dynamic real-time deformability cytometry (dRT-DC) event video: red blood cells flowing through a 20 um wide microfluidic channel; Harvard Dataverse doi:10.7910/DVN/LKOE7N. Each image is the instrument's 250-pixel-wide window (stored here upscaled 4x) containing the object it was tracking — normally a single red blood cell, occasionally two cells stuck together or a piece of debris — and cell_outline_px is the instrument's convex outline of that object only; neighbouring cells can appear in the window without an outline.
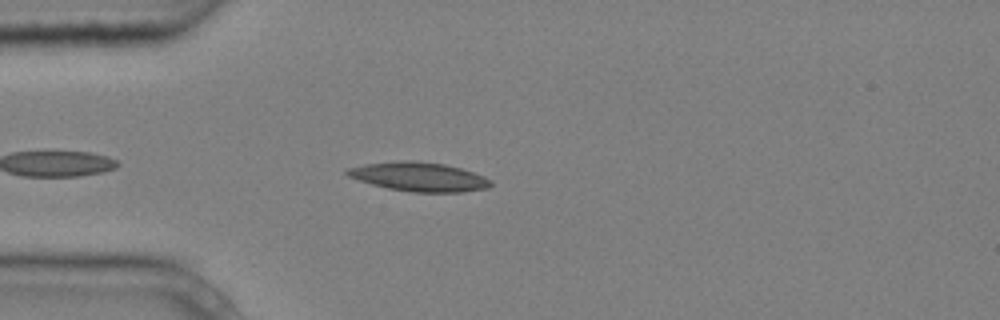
{"species": "common noctule bat (a hibernating species)", "species_latin": "Nyctalus noctula", "temperature_condition": "cold", "stored_images_in_passage": 4, "camera_frame_rate_fps": 3000, "um_per_image_px": 0.085, "animal": {"sex": "male", "body_mass_g": 20.4}, "frame": {"image": 1, "passage_image": 4, "time_ms": 1.0, "image_size_px": [1000, 320], "cell_outline_px": [[492, 184], [488, 188], [460, 192], [412, 192], [388, 188], [372, 184], [348, 176], [344, 172], [344, 168], [364, 164], [400, 160], [416, 160], [444, 164], [460, 168], [484, 176], [492, 180]], "centroid_in_image_um": [35.59, 15.01], "position_along_channel_um": 49.4, "area_um2": 24.39}}